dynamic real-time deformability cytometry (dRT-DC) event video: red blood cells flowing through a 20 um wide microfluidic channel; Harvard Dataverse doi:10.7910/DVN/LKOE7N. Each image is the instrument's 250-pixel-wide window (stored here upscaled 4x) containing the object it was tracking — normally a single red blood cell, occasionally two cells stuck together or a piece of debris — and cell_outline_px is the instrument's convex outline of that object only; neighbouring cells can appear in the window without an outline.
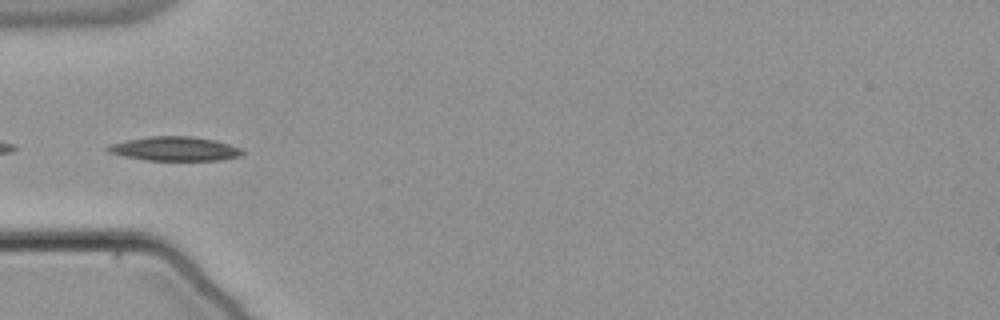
{"species": "common noctule bat (a hibernating species)", "species_latin": "Nyctalus noctula", "temperature_condition": "warm", "stored_images_in_passage": 28, "camera_frame_rate_fps": 3000, "um_per_image_px": 0.085, "animal": {"sex": "male", "body_mass_g": 21.5, "forearm_length_mm": 52.0}, "frame": {"image": 1, "passage_image": 1, "time_ms": 0.0, "image_size_px": [1000, 320], "cell_outline_px": [[244, 152], [240, 156], [220, 160], [144, 160], [124, 156], [108, 152], [104, 148], [108, 144], [148, 136], [188, 136], [216, 140], [240, 148]], "centroid_in_image_um": [14.82, 12.64], "position_along_channel_um": 70.2, "area_um2": 18.9}}
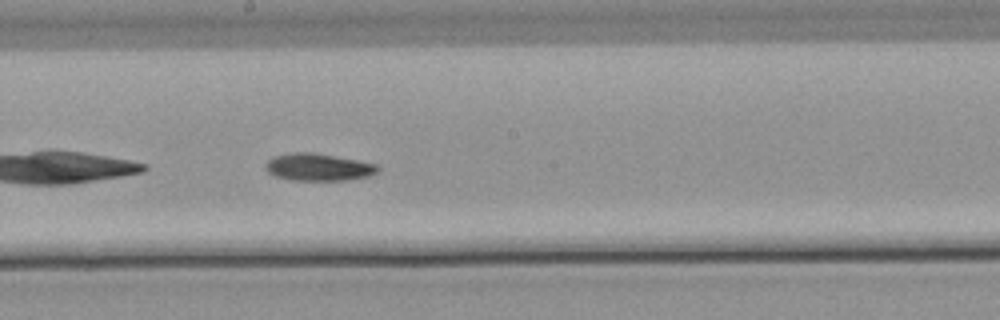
{"frame": {"image": 2, "passage_image": 13, "time_ms": 4.0, "image_size_px": [1000, 320], "cell_outline_px": [[380, 168], [376, 172], [368, 176], [348, 180], [292, 180], [276, 176], [268, 172], [264, 164], [272, 156], [292, 152], [312, 152], [356, 160], [376, 164]], "centroid_in_image_um": [27.02, 14.2], "position_along_channel_um": 221.2, "area_um2": 17.74}}
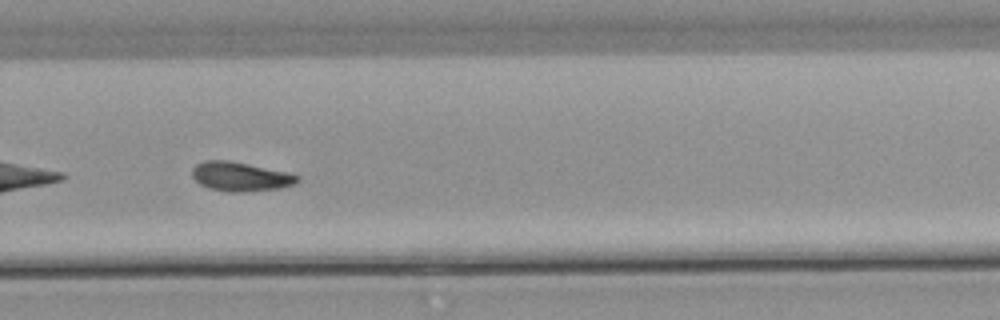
{"frame": {"image": 3, "passage_image": 20, "time_ms": 6.333, "image_size_px": [1000, 320], "cell_outline_px": [[300, 180], [296, 184], [280, 188], [244, 192], [228, 192], [208, 188], [200, 184], [192, 176], [192, 168], [196, 164], [204, 160], [228, 160], [292, 172], [300, 176]], "centroid_in_image_um": [20.48, 15.0], "position_along_channel_um": 309.3, "area_um2": 18.26}, "authors_computed_cell_mechanics": {"area_um2": 17.5712, "velocity_mm_per_s": 3.7871, "shape_relaxation_time_tau1_ms": 8.8645, "shape_relaxation_time_tau2_ms": 4.0957, "deformation_change_tau1": 0.1781, "deformation_change_tau2": 0.1032}}